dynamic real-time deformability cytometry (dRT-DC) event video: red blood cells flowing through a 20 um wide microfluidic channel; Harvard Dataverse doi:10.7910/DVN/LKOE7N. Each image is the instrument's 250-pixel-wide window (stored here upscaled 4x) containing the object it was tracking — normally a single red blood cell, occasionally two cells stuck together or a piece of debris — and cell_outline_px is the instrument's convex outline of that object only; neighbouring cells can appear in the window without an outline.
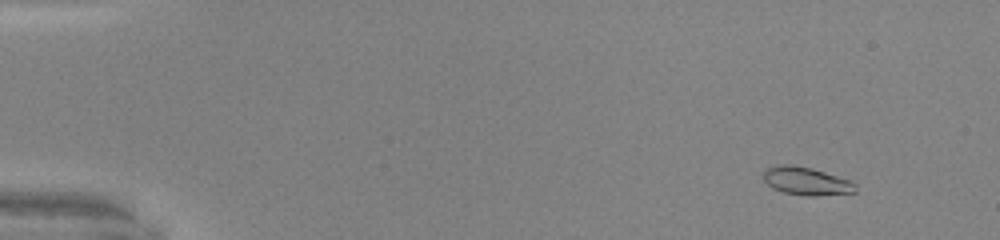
{"species": "common noctule bat (a hibernating species)", "species_latin": "Nyctalus noctula", "temperature_condition": "warm", "stored_images_in_passage": 17, "camera_frame_rate_fps": 3000, "um_per_image_px": 0.085, "animal": {"sex": "male", "body_mass_g": 20.0, "forearm_length_mm": 53.3}, "frame": {"image": 1, "passage_image": 6, "time_ms": 1.667, "image_size_px": [1000, 240], "cell_outline_px": [[856, 192], [816, 196], [808, 196], [784, 192], [772, 188], [764, 180], [764, 172], [768, 168], [780, 164], [792, 164], [812, 168], [852, 180], [856, 184]], "centroid_in_image_um": [68.58, 15.39], "position_along_channel_um": 16.4, "area_um2": 15.09}}